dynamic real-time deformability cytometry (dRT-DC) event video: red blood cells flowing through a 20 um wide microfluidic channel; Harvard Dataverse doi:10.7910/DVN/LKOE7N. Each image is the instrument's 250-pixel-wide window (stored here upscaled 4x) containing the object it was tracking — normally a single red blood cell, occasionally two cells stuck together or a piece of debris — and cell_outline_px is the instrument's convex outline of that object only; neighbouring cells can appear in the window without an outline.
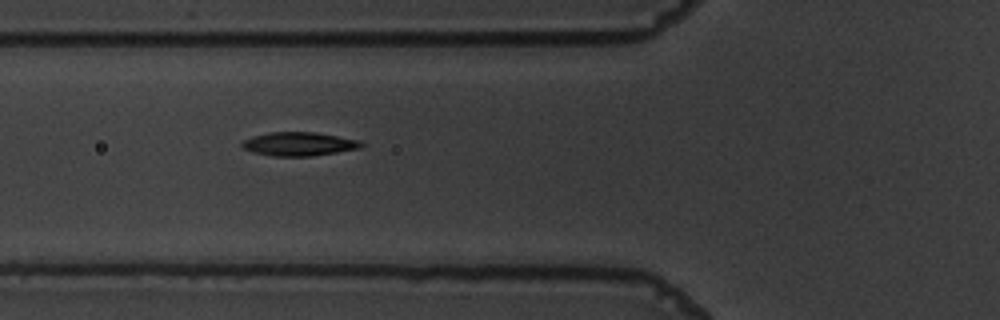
{"species": "common noctule bat (a hibernating species)", "species_latin": "Nyctalus noctula", "temperature_condition": "warm", "stored_images_in_passage": 41, "camera_frame_rate_fps": 3000, "um_per_image_px": 0.085, "animal": {"sex": "male", "body_mass_g": 19.5, "forearm_length_mm": 54.6}, "frame": {"image": 1, "passage_image": 6, "time_ms": 1.667, "image_size_px": [1000, 320], "cell_outline_px": [[364, 144], [360, 148], [312, 156], [272, 156], [252, 152], [244, 148], [240, 144], [244, 140], [252, 136], [268, 132], [316, 132], [360, 140]], "centroid_in_image_um": [25.4, 12.23], "position_along_channel_um": 100.4, "area_um2": 16.47}}
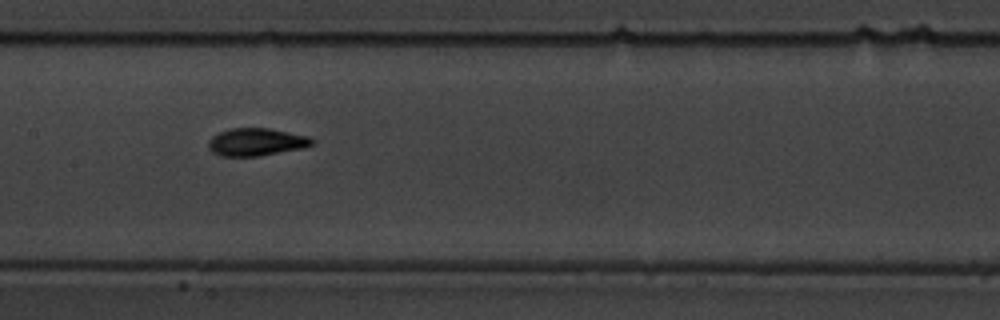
{"frame": {"image": 2, "passage_image": 13, "time_ms": 4.0, "image_size_px": [1000, 320], "cell_outline_px": [[316, 144], [304, 148], [260, 156], [220, 156], [212, 152], [208, 148], [208, 140], [212, 136], [228, 128], [268, 128], [308, 136], [316, 140]], "centroid_in_image_um": [21.8, 12.07], "position_along_channel_um": 185.6, "area_um2": 16.94}}
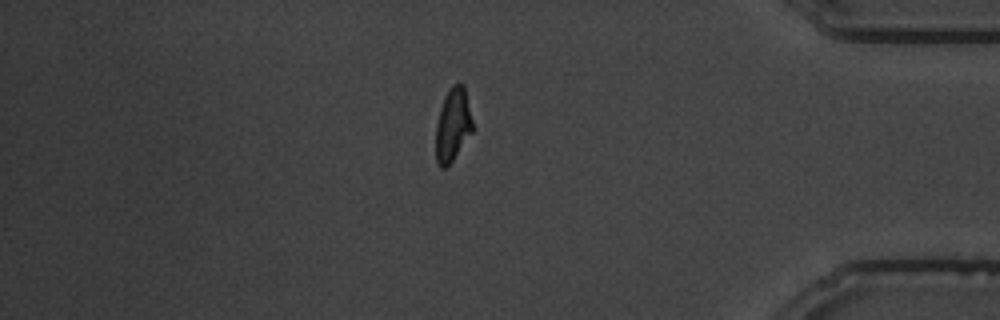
{"frame": {"image": 3, "passage_image": 33, "time_ms": 10.667, "image_size_px": [1000, 320], "cell_outline_px": [[472, 132], [452, 160], [444, 168], [440, 168], [436, 160], [436, 124], [440, 108], [444, 96], [452, 84], [460, 80], [464, 84], [472, 120]], "centroid_in_image_um": [38.48, 10.55], "position_along_channel_um": 396.7, "area_um2": 15.66}, "authors_computed_cell_mechanics": {"area_um2": 16.4152, "velocity_mm_per_s": 3.6388, "shape_relaxation_time_tau1_ms": 4.27, "shape_relaxation_time_tau2_ms": 1.9511, "deformation_change_tau1": 0.1765, "deformation_change_tau2": 0.0863}}